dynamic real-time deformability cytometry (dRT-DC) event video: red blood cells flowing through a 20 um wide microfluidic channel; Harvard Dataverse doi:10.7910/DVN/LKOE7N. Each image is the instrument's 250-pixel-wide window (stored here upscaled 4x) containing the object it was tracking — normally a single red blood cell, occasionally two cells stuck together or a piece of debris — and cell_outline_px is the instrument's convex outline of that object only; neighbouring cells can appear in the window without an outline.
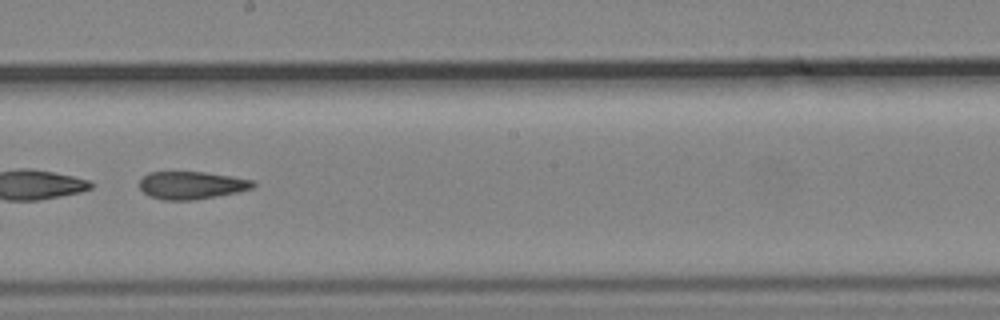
{"species": "common noctule bat (a hibernating species)", "species_latin": "Nyctalus noctula", "temperature_condition": "cold", "stored_images_in_passage": 41, "camera_frame_rate_fps": 3000, "um_per_image_px": 0.085, "animal": {"sex": "male", "body_mass_g": 19.2, "forearm_length_mm": 51.8}, "frame": {"image": 1, "passage_image": 18, "time_ms": 5.667, "image_size_px": [1000, 320], "cell_outline_px": [[256, 184], [252, 188], [236, 192], [216, 196], [192, 200], [164, 200], [152, 196], [144, 192], [140, 188], [140, 180], [148, 172], [204, 172], [232, 176], [252, 180]], "centroid_in_image_um": [16.28, 15.74], "position_along_channel_um": 231.9, "area_um2": 18.09}, "authors_computed_cell_mechanics": {"area_um2": 19.652, "velocity_mm_per_s": 3.7352, "shape_relaxation_time_tau1_ms": null, "shape_relaxation_time_tau2_ms": 3.2754, "deformation_change_tau1": null, "deformation_change_tau2": 0.1105}}